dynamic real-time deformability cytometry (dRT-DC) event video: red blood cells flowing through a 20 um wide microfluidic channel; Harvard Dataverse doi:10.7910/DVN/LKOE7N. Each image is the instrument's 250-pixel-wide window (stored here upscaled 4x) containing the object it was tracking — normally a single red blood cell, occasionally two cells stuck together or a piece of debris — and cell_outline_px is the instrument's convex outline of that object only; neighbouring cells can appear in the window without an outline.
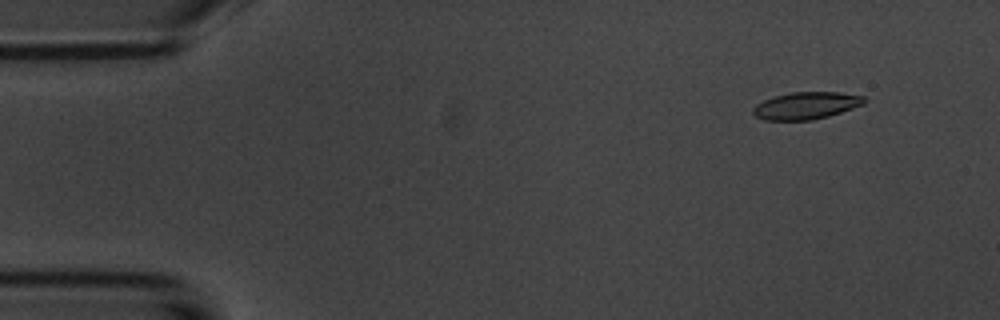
{"species": "common noctule bat (a hibernating species)", "species_latin": "Nyctalus noctula", "temperature_condition": "room temperature", "stored_images_in_passage": 50, "camera_frame_rate_fps": 3000, "um_per_image_px": 0.085, "animal": {"sex": "male", "body_mass_g": 20.1, "forearm_length_mm": 53.5}, "frame": {"image": 1, "passage_image": 1, "time_ms": 0.0, "image_size_px": [1000, 320], "cell_outline_px": [[868, 100], [864, 104], [828, 116], [812, 120], [764, 120], [756, 116], [752, 112], [752, 108], [756, 104], [772, 96], [792, 92], [840, 92], [864, 96]], "centroid_in_image_um": [68.52, 8.97], "position_along_channel_um": 16.5, "area_um2": 17.69}}
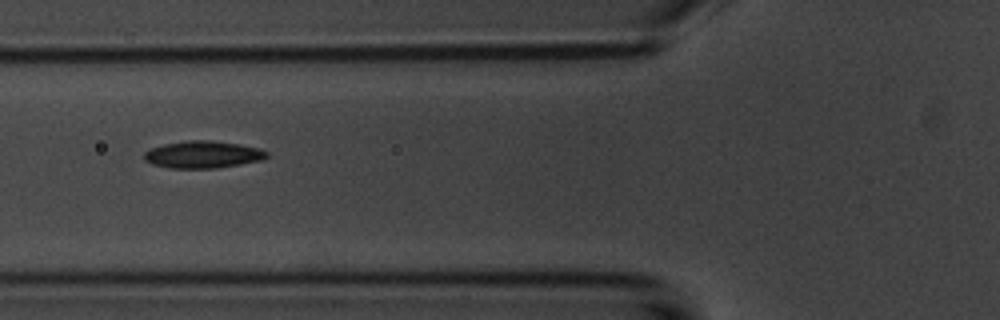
{"frame": {"image": 2, "passage_image": 16, "time_ms": 5.0, "image_size_px": [1000, 320], "cell_outline_px": [[268, 156], [260, 160], [240, 164], [216, 168], [172, 168], [152, 164], [144, 160], [144, 152], [152, 148], [164, 144], [188, 140], [212, 140], [240, 144], [260, 148], [268, 152]], "centroid_in_image_um": [17.25, 13.13], "position_along_channel_um": 108.6, "area_um2": 19.36}}
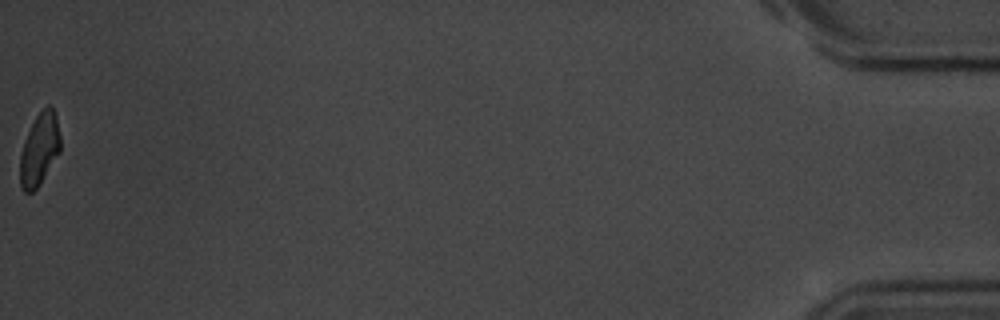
{"frame": {"image": 3, "passage_image": 50, "time_ms": 16.333, "image_size_px": [1000, 320], "cell_outline_px": [[60, 152], [40, 184], [32, 192], [24, 192], [20, 188], [20, 156], [24, 140], [36, 116], [48, 104], [52, 108], [56, 116], [60, 136]], "centroid_in_image_um": [3.35, 12.72], "position_along_channel_um": 431.9, "area_um2": 16.88}, "authors_computed_cell_mechanics": {"area_um2": 18.496, "velocity_mm_per_s": 3.7332, "shape_relaxation_time_tau1_ms": 3.2742, "shape_relaxation_time_tau2_ms": 5.4058, "deformation_change_tau1": 0.1283, "deformation_change_tau2": 0.0807}}